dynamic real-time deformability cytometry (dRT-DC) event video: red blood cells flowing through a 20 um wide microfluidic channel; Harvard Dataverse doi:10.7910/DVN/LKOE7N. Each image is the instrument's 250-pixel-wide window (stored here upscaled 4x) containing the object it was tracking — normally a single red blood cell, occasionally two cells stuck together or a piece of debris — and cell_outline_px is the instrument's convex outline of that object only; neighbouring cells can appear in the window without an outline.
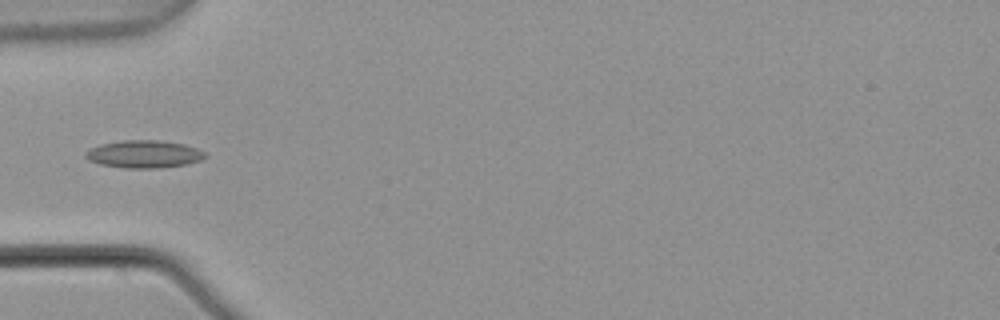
{"species": "common noctule bat (a hibernating species)", "species_latin": "Nyctalus noctula", "temperature_condition": "warm", "stored_images_in_passage": 4, "camera_frame_rate_fps": 3000, "um_per_image_px": 0.085, "animal": {"sex": "male", "body_mass_g": 21.5, "forearm_length_mm": 52.0}, "frame": {"image": 1, "passage_image": 4, "time_ms": 1.0, "image_size_px": [1000, 320], "cell_outline_px": [[208, 156], [200, 160], [184, 164], [152, 168], [128, 168], [100, 164], [88, 160], [84, 156], [84, 152], [100, 144], [124, 140], [156, 140], [184, 144], [196, 148], [204, 152]], "centroid_in_image_um": [12.21, 13.09], "position_along_channel_um": 72.8, "area_um2": 18.96}}